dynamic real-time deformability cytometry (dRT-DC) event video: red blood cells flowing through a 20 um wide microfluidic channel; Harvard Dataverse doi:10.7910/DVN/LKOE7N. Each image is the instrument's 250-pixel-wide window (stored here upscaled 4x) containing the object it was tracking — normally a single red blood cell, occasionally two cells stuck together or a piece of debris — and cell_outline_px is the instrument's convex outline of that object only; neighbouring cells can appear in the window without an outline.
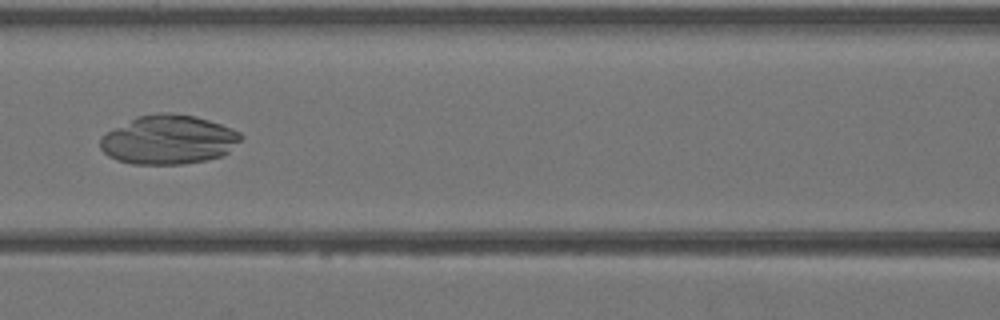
{"species": "Egyptian fruit bat (a non-hibernating species)", "species_latin": "Rousettus aegyptiacus", "temperature_condition": "warm", "stored_images_in_passage": 30, "camera_frame_rate_fps": 3000, "um_per_image_px": 0.085, "animal": {"sex": "female"}, "frame": {"image": 1, "passage_image": 7, "time_ms": 2.0, "image_size_px": [1000, 320], "cell_outline_px": [[244, 136], [224, 156], [204, 160], [180, 164], [132, 164], [116, 160], [108, 156], [100, 148], [100, 136], [136, 116], [160, 112], [168, 112], [192, 116], [208, 120], [232, 128], [240, 132]], "centroid_in_image_um": [14.31, 11.87], "position_along_channel_um": 152.3, "area_um2": 40.23}}
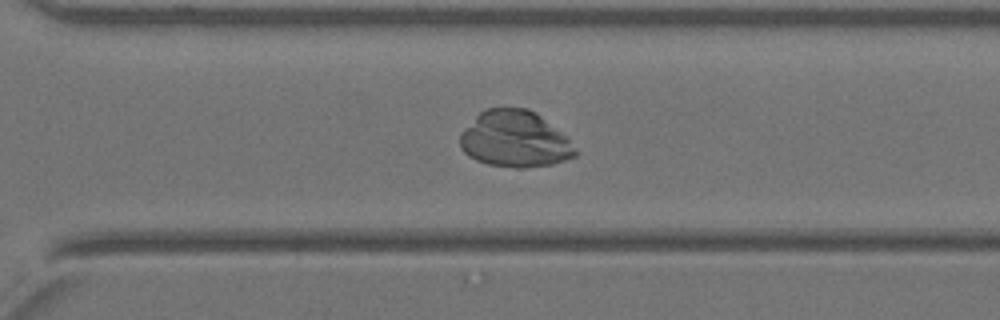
{"frame": {"image": 2, "passage_image": 18, "time_ms": 5.667, "image_size_px": [1000, 320], "cell_outline_px": [[576, 156], [552, 164], [520, 168], [488, 164], [476, 160], [468, 156], [460, 148], [460, 132], [480, 112], [488, 108], [528, 108], [536, 112], [560, 132], [568, 140], [576, 152]], "centroid_in_image_um": [43.71, 11.83], "position_along_channel_um": 326.9, "area_um2": 37.45}}
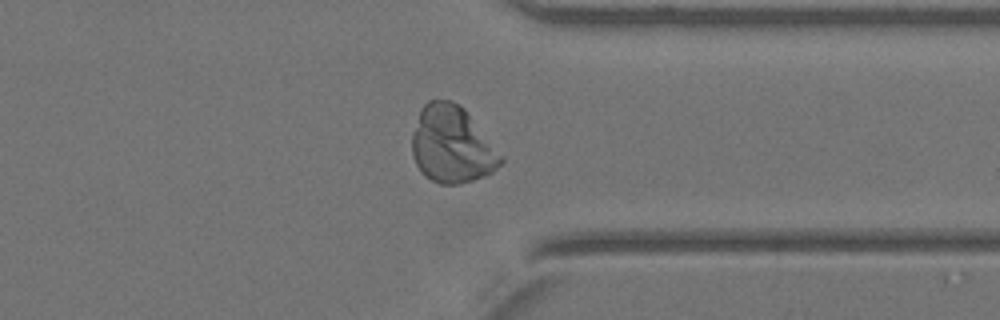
{"frame": {"image": 3, "passage_image": 21, "time_ms": 6.667, "image_size_px": [1000, 320], "cell_outline_px": [[504, 160], [492, 172], [484, 176], [460, 184], [440, 184], [424, 176], [416, 164], [412, 156], [412, 132], [420, 108], [428, 100], [452, 100], [460, 104], [464, 108], [504, 156]], "centroid_in_image_um": [38.4, 12.29], "position_along_channel_um": 373.0, "area_um2": 40.11}}